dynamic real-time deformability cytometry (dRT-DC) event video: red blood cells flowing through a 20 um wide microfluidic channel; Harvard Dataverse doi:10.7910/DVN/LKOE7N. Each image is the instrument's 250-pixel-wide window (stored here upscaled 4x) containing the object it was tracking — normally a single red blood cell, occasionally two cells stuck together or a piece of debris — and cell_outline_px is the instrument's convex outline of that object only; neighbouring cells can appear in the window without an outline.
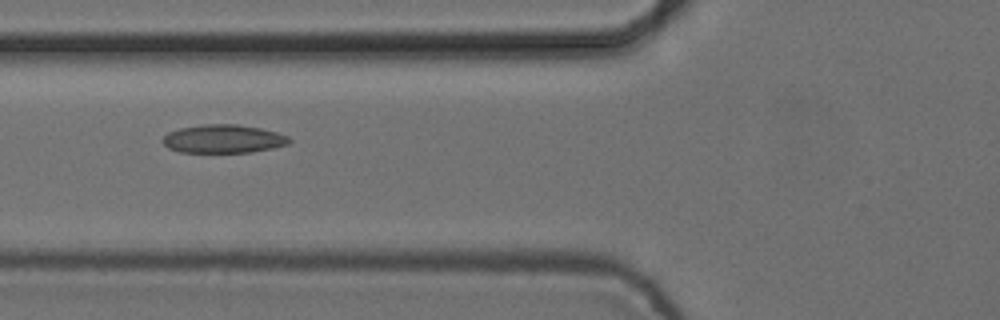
{"species": "common noctule bat (a hibernating species)", "species_latin": "Nyctalus noctula", "temperature_condition": "cold", "stored_images_in_passage": 8, "camera_frame_rate_fps": 3000, "um_per_image_px": 0.085, "animal": {"sex": "female", "body_mass_g": 24.6, "forearm_length_mm": 56.2}, "frame": {"image": 1, "passage_image": 6, "time_ms": 1.667, "image_size_px": [1000, 320], "cell_outline_px": [[292, 140], [288, 144], [272, 148], [252, 152], [180, 152], [168, 148], [160, 140], [168, 132], [180, 128], [204, 124], [236, 124], [260, 128], [276, 132], [288, 136]], "centroid_in_image_um": [18.97, 11.8], "position_along_channel_um": 106.8, "area_um2": 20.92}}
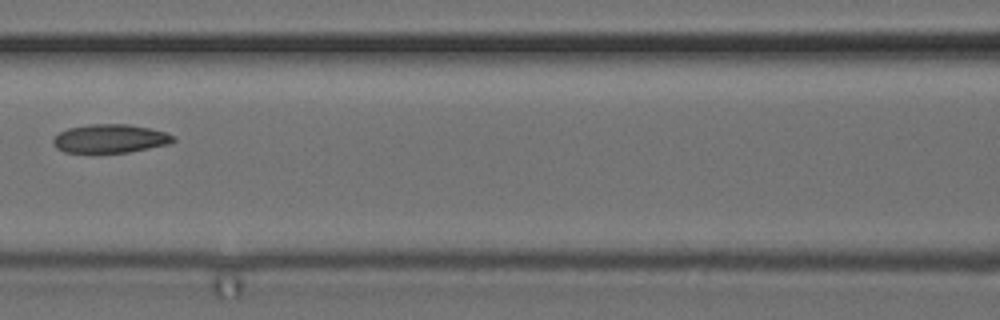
{"frame": {"image": 2, "passage_image": 7, "time_ms": 2.0, "image_size_px": [1000, 320], "cell_outline_px": [[176, 140], [172, 144], [128, 152], [96, 156], [92, 156], [64, 152], [56, 148], [52, 144], [52, 140], [60, 132], [68, 128], [88, 124], [128, 124], [148, 128], [164, 132], [176, 136]], "centroid_in_image_um": [9.32, 11.84], "position_along_channel_um": 157.3, "area_um2": 21.04}}
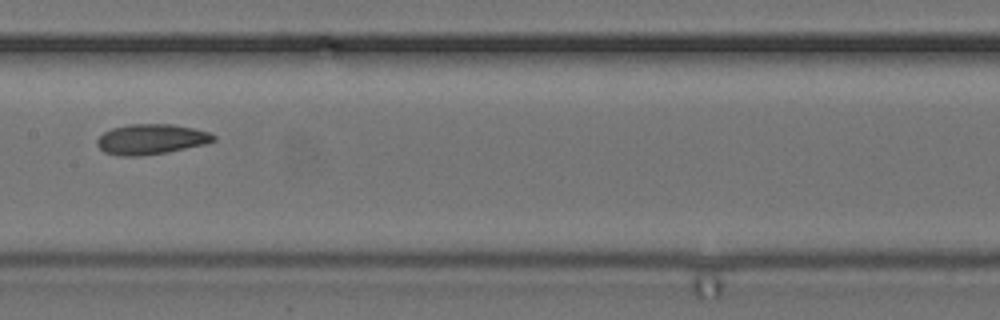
{"frame": {"image": 3, "passage_image": 8, "time_ms": 2.333, "image_size_px": [1000, 320], "cell_outline_px": [[216, 140], [204, 144], [168, 152], [140, 156], [120, 156], [104, 152], [96, 144], [96, 140], [104, 132], [112, 128], [128, 124], [172, 124], [192, 128], [208, 132], [216, 136]], "centroid_in_image_um": [12.82, 11.83], "position_along_channel_um": 194.6, "area_um2": 20.52}}